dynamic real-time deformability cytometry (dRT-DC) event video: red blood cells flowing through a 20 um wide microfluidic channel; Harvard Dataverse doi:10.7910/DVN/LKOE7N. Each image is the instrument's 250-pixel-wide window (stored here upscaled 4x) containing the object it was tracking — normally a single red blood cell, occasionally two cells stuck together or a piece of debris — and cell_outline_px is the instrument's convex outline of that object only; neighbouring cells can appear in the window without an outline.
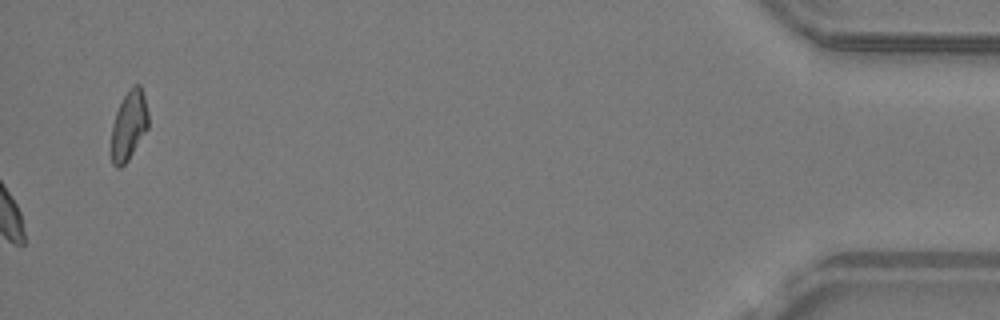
{"species": "common noctule bat (a hibernating species)", "species_latin": "Nyctalus noctula", "temperature_condition": "warm", "stored_images_in_passage": 49, "camera_frame_rate_fps": 3000, "um_per_image_px": 0.085, "animal": {"sex": "male", "body_mass_g": 19.2, "forearm_length_mm": 51.8}, "frame": {"image": 1, "passage_image": 49, "time_ms": 16.0, "image_size_px": [1000, 320], "cell_outline_px": [[148, 128], [128, 160], [120, 168], [116, 168], [112, 164], [112, 124], [116, 112], [128, 88], [132, 84], [140, 84], [144, 96], [148, 112]], "centroid_in_image_um": [10.96, 10.64], "position_along_channel_um": 424.2, "area_um2": 14.91}, "authors_computed_cell_mechanics": {"area_um2": 17.6868, "velocity_mm_per_s": 4.138, "shape_relaxation_time_tau1_ms": 8.5039, "shape_relaxation_time_tau2_ms": 3.9624, "deformation_change_tau1": 0.1091, "deformation_change_tau2": 0.0956}}